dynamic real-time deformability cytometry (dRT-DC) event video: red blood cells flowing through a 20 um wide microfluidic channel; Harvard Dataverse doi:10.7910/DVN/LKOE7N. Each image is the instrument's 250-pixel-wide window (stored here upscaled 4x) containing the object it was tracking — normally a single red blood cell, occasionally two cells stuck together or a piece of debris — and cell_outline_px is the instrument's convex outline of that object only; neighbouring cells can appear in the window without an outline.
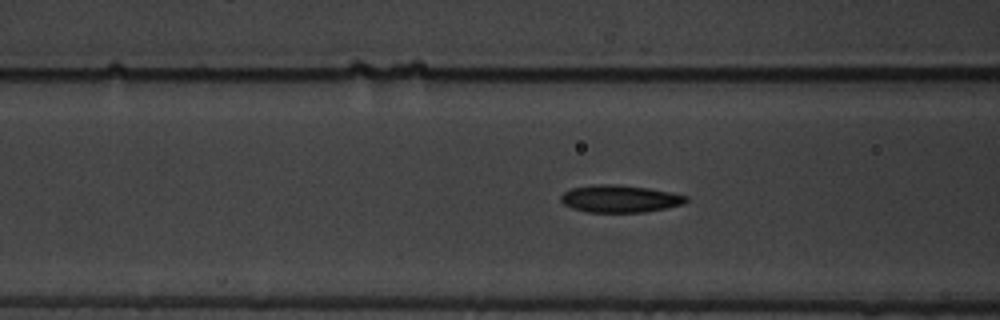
{"species": "common noctule bat (a hibernating species)", "species_latin": "Nyctalus noctula", "temperature_condition": "warm", "stored_images_in_passage": 55, "camera_frame_rate_fps": 3000, "um_per_image_px": 0.085, "animal": {"sex": "male", "body_mass_g": 19.5, "forearm_length_mm": 54.6}, "frame": {"image": 1, "passage_image": 17, "time_ms": 5.333, "image_size_px": [1000, 320], "cell_outline_px": [[688, 200], [680, 204], [664, 208], [644, 212], [588, 212], [572, 208], [564, 204], [560, 200], [560, 196], [564, 192], [572, 188], [596, 184], [620, 184], [648, 188], [672, 192], [688, 196]], "centroid_in_image_um": [52.67, 16.88], "position_along_channel_um": 113.9, "area_um2": 19.88}}
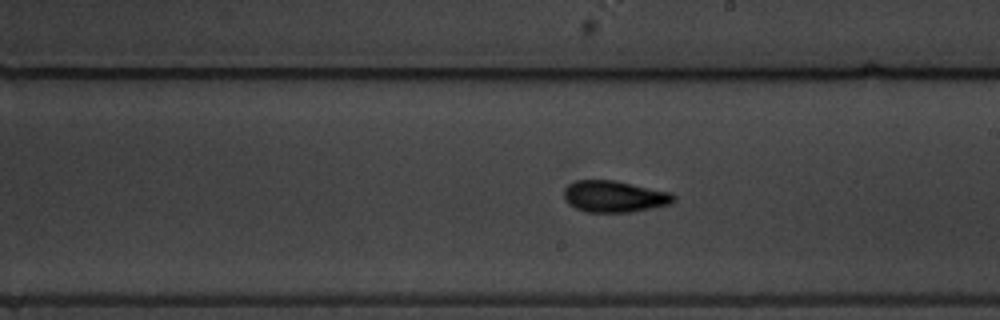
{"frame": {"image": 2, "passage_image": 28, "time_ms": 9.0, "image_size_px": [1000, 320], "cell_outline_px": [[676, 200], [672, 204], [652, 208], [628, 212], [584, 212], [568, 204], [564, 200], [564, 188], [568, 184], [576, 180], [612, 180], [672, 192], [676, 196]], "centroid_in_image_um": [52.22, 16.7], "position_along_channel_um": 236.8, "area_um2": 20.35}}
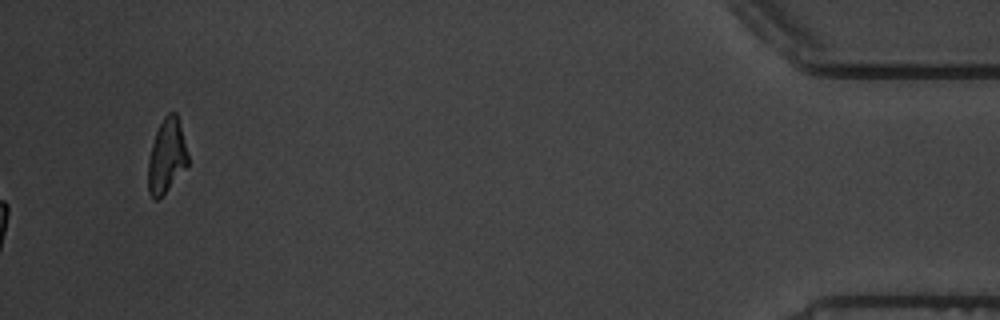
{"frame": {"image": 3, "passage_image": 55, "time_ms": 18.0, "image_size_px": [1000, 320], "cell_outline_px": [[188, 164], [168, 188], [156, 200], [152, 200], [148, 192], [148, 160], [152, 144], [156, 132], [164, 116], [168, 112], [176, 112], [180, 124], [188, 156]], "centroid_in_image_um": [14.14, 13.25], "position_along_channel_um": 421.1, "area_um2": 16.88}, "authors_computed_cell_mechanics": {"area_um2": 19.363, "velocity_mm_per_s": 3.3594, "shape_relaxation_time_tau1_ms": 5.1257, "shape_relaxation_time_tau2_ms": 2.2359, "deformation_change_tau1": 0.1801, "deformation_change_tau2": 0.0926}}